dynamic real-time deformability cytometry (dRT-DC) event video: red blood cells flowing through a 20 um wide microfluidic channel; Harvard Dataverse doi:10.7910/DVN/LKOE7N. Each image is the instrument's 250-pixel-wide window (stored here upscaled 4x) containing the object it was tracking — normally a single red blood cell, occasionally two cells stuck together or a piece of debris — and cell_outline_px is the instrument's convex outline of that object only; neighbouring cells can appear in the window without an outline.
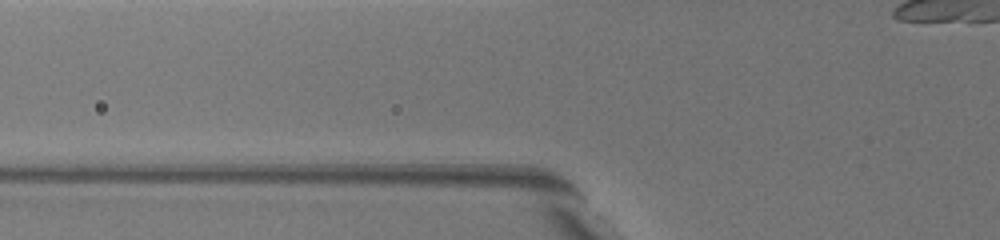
{"species": "common noctule bat (a hibernating species)", "species_latin": "Nyctalus noctula", "temperature_condition": "warm", "stored_images_in_passage": 3, "camera_frame_rate_fps": 3000, "um_per_image_px": 0.085, "animal": {"sex": "female", "body_mass_g": 19.5, "forearm_length_mm": 54.1}, "frame": {"image": 1, "passage_image": 2, "time_ms": 0.333, "image_size_px": [1000, 240], "cell_outline_px": [[656, 208], [648, 208], [600, 168], [596, 164], [592, 156], [592, 144], [596, 140], [604, 144], [652, 192], [656, 204]], "centroid_in_image_um": [52.85, 14.81], "position_along_channel_um": 72.9, "area_um2": 10.35}}